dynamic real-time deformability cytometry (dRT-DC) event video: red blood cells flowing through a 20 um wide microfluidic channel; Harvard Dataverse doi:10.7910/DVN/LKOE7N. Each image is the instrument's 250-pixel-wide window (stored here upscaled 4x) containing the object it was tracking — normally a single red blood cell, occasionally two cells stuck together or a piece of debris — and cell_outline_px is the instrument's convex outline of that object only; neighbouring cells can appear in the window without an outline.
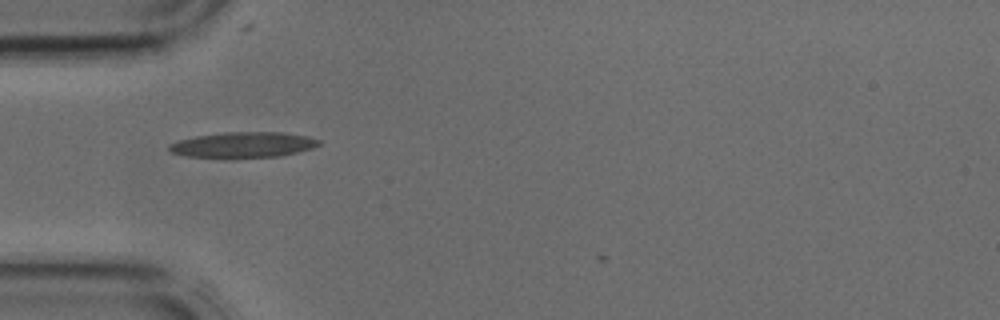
{"species": "common noctule bat (a hibernating species)", "species_latin": "Nyctalus noctula", "temperature_condition": "cold", "stored_images_in_passage": 3, "camera_frame_rate_fps": 3000, "um_per_image_px": 0.085, "animal": {"sex": "male", "body_mass_g": 17.9, "forearm_length_mm": 54.2}, "frame": {"image": 1, "passage_image": 1, "time_ms": 0.0, "image_size_px": [1000, 320], "cell_outline_px": [[320, 144], [312, 148], [280, 156], [236, 160], [228, 160], [188, 156], [172, 152], [168, 148], [168, 144], [176, 140], [196, 136], [224, 132], [280, 132], [308, 136], [320, 140]], "centroid_in_image_um": [20.62, 12.34], "position_along_channel_um": 64.4, "area_um2": 23.12}}